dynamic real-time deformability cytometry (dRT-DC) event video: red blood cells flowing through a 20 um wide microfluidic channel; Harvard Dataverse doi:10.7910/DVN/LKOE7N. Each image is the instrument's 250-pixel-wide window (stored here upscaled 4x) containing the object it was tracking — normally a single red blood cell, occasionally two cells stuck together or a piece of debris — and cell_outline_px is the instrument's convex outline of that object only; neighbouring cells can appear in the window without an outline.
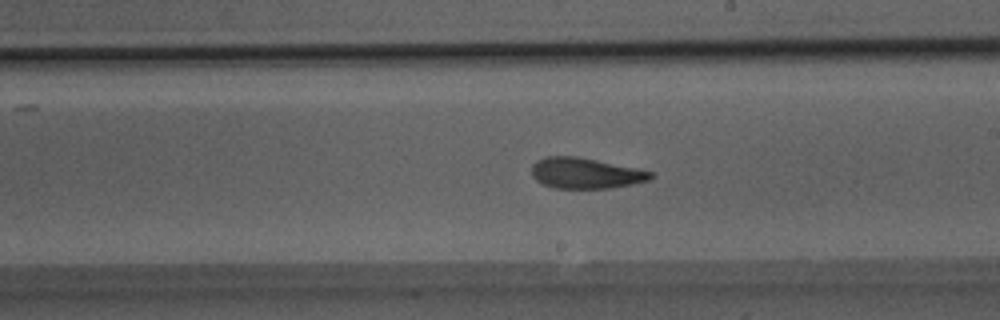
{"species": "Egyptian fruit bat (a non-hibernating species)", "species_latin": "Rousettus aegyptiacus", "temperature_condition": "room temperature", "stored_images_in_passage": 49, "camera_frame_rate_fps": 3000, "um_per_image_px": 0.085, "animal": {"sex": "male"}, "frame": {"image": 1, "passage_image": 28, "time_ms": 9.0, "image_size_px": [1000, 320], "cell_outline_px": [[652, 176], [648, 180], [632, 184], [612, 188], [556, 188], [544, 184], [536, 180], [532, 176], [532, 164], [536, 160], [544, 156], [580, 156], [636, 168], [652, 172]], "centroid_in_image_um": [49.73, 14.7], "position_along_channel_um": 239.3, "area_um2": 21.33}}
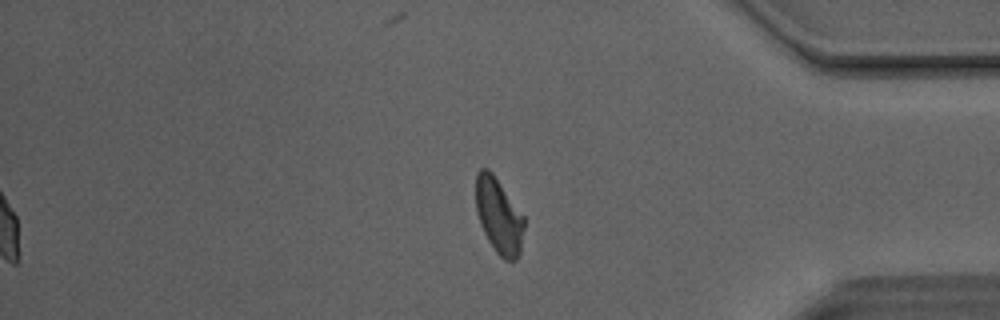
{"frame": {"image": 2, "passage_image": 41, "time_ms": 13.333, "image_size_px": [1000, 320], "cell_outline_px": [[524, 228], [520, 252], [516, 260], [504, 260], [496, 252], [488, 240], [480, 224], [476, 212], [476, 172], [480, 168], [488, 168], [492, 172], [524, 216]], "centroid_in_image_um": [42.39, 18.34], "position_along_channel_um": 392.8, "area_um2": 21.21}}
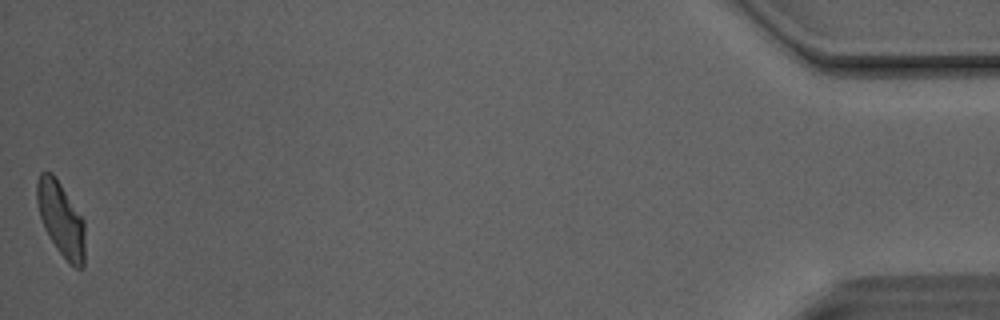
{"frame": {"image": 3, "passage_image": 49, "time_ms": 16.0, "image_size_px": [1000, 320], "cell_outline_px": [[84, 268], [76, 268], [68, 264], [56, 248], [48, 236], [44, 228], [40, 216], [36, 200], [36, 184], [40, 172], [52, 172], [84, 220]], "centroid_in_image_um": [5.17, 18.66], "position_along_channel_um": 430.0, "area_um2": 20.81}, "authors_computed_cell_mechanics": {"area_um2": 22.0218, "velocity_mm_per_s": 4.1026, "shape_relaxation_time_tau1_ms": 10.8672, "shape_relaxation_time_tau2_ms": 2.7856, "deformation_change_tau1": 0.2617, "deformation_change_tau2": 0.1073}}